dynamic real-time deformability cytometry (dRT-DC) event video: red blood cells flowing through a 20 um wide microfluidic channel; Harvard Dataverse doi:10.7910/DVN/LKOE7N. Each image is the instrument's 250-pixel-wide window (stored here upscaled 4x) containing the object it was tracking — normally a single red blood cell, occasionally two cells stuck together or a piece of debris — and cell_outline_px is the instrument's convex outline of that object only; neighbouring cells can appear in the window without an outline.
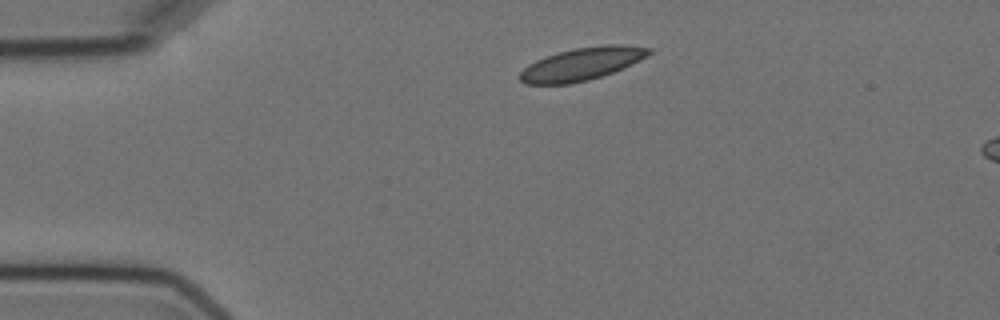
{"species": "Egyptian fruit bat (a non-hibernating species)", "species_latin": "Rousettus aegyptiacus", "temperature_condition": "cold", "stored_images_in_passage": 4, "camera_frame_rate_fps": 3000, "um_per_image_px": 0.085, "animal": {"sex": "female"}, "frame": {"image": 1, "passage_image": 1, "time_ms": 0.0, "image_size_px": [1000, 320], "cell_outline_px": [[652, 52], [648, 56], [640, 60], [612, 72], [588, 80], [572, 84], [524, 84], [520, 80], [520, 72], [528, 64], [544, 56], [576, 48], [604, 44], [624, 44], [652, 48]], "centroid_in_image_um": [49.46, 5.43], "position_along_channel_um": 35.5, "area_um2": 24.57}}
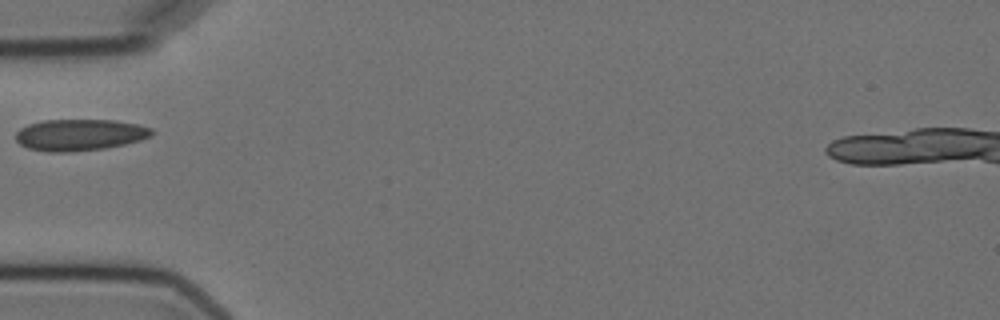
{"frame": {"image": 2, "passage_image": 3, "time_ms": 2.333, "image_size_px": [1000, 320], "cell_outline_px": [[156, 132], [152, 136], [140, 140], [124, 144], [104, 148], [68, 152], [48, 152], [28, 148], [20, 144], [16, 140], [16, 132], [20, 128], [28, 124], [44, 120], [116, 120], [136, 124], [152, 128]], "centroid_in_image_um": [6.79, 11.46], "position_along_channel_um": 78.2, "area_um2": 25.03}}
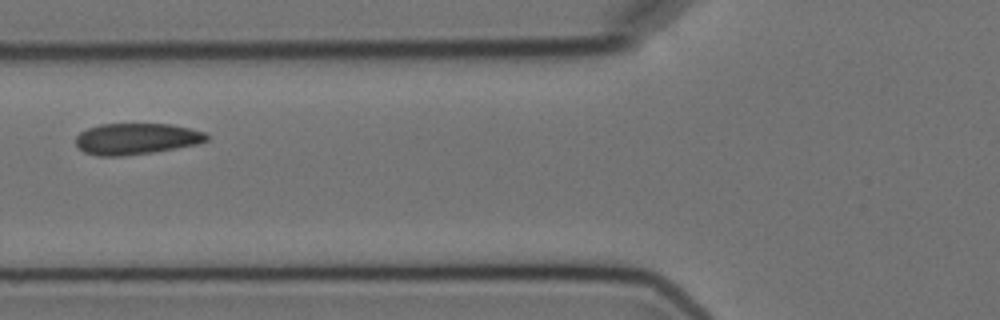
{"frame": {"image": 3, "passage_image": 4, "time_ms": 3.333, "image_size_px": [1000, 320], "cell_outline_px": [[208, 140], [196, 144], [176, 148], [152, 152], [124, 156], [96, 156], [84, 152], [76, 148], [76, 136], [80, 132], [88, 128], [100, 124], [168, 124], [188, 128], [204, 132], [208, 136]], "centroid_in_image_um": [11.53, 11.81], "position_along_channel_um": 114.3, "area_um2": 23.81}}